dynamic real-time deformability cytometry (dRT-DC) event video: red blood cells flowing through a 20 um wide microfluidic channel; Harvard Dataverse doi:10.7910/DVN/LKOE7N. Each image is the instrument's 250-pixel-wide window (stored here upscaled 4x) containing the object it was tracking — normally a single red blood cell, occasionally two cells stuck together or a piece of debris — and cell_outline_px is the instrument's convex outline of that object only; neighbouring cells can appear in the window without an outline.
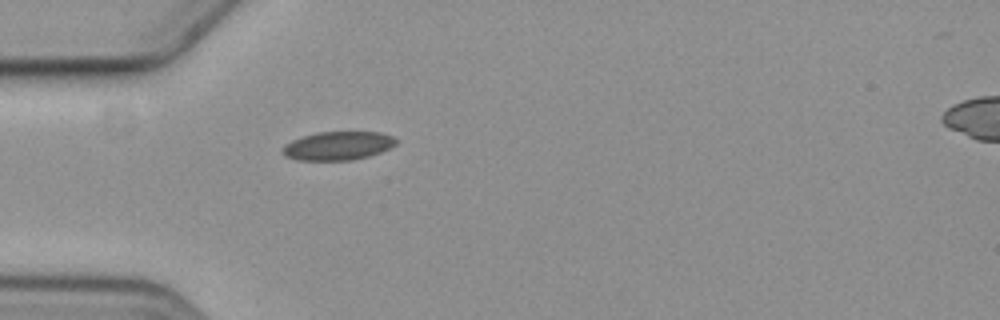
{"species": "common noctule bat (a hibernating species)", "species_latin": "Nyctalus noctula", "temperature_condition": "cold", "stored_images_in_passage": 1, "camera_frame_rate_fps": 3000, "um_per_image_px": 0.085, "animal": {"sex": "female", "body_mass_g": 19.3, "forearm_length_mm": 54.1}, "frame": {"image": 1, "passage_image": 1, "time_ms": 0.0, "image_size_px": [1000, 320], "cell_outline_px": [[396, 144], [380, 152], [368, 156], [352, 160], [296, 160], [284, 156], [280, 152], [280, 148], [284, 144], [292, 140], [316, 132], [380, 132], [392, 136], [396, 140]], "centroid_in_image_um": [28.65, 12.39], "position_along_channel_um": 56.3, "area_um2": 18.96}}